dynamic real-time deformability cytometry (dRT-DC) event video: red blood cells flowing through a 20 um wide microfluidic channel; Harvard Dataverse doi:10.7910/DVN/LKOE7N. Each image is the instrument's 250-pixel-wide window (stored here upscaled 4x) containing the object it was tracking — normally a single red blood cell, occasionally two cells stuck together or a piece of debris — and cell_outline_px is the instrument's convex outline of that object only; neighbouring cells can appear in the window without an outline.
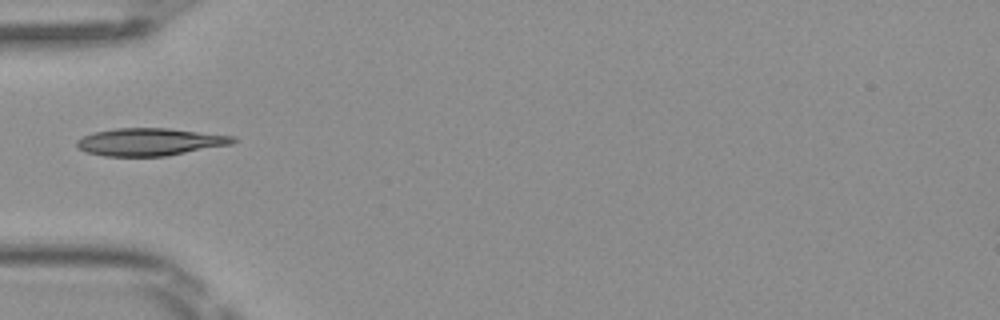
{"species": "Egyptian fruit bat (a non-hibernating species)", "species_latin": "Rousettus aegyptiacus", "temperature_condition": "room temperature", "stored_images_in_passage": 2, "camera_frame_rate_fps": 3000, "um_per_image_px": 0.085, "frame": {"image": 1, "passage_image": 1, "time_ms": 0.0, "image_size_px": [1000, 320], "cell_outline_px": [[236, 140], [232, 144], [168, 156], [104, 156], [84, 152], [76, 144], [76, 140], [92, 132], [116, 128], [168, 128], [236, 136]], "centroid_in_image_um": [12.74, 12.06], "position_along_channel_um": 72.3, "area_um2": 25.2}}
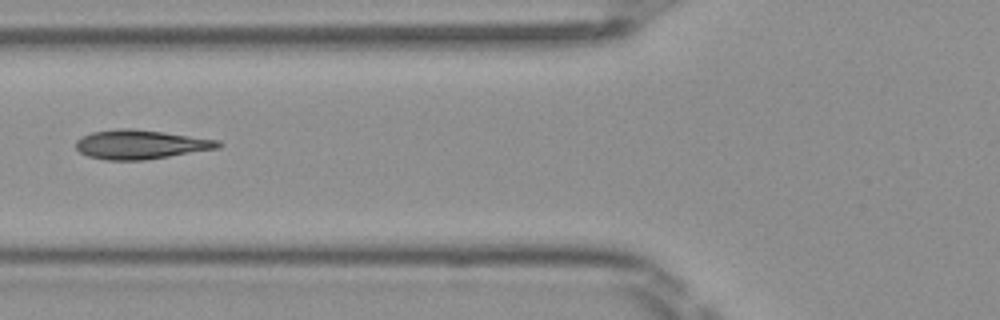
{"frame": {"image": 2, "passage_image": 2, "time_ms": 0.333, "image_size_px": [1000, 320], "cell_outline_px": [[224, 144], [220, 148], [144, 160], [104, 160], [88, 156], [80, 152], [76, 148], [76, 140], [92, 132], [120, 128], [132, 128], [164, 132], [220, 140]], "centroid_in_image_um": [11.98, 12.28], "position_along_channel_um": 113.8, "area_um2": 24.22}}